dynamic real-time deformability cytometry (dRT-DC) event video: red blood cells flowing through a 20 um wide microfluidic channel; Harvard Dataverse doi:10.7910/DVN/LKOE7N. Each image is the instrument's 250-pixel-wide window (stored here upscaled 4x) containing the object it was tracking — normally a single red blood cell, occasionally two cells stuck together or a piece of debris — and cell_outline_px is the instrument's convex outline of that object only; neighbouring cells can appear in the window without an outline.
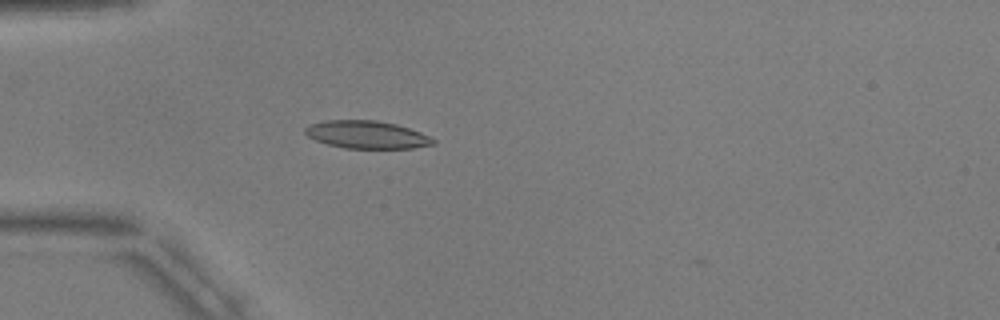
{"species": "common noctule bat (a hibernating species)", "species_latin": "Nyctalus noctula", "temperature_condition": "warm", "stored_images_in_passage": 41, "camera_frame_rate_fps": 3000, "um_per_image_px": 0.085, "animal": {"sex": "male", "body_mass_g": 17.9, "forearm_length_mm": 54.2}, "frame": {"image": 1, "passage_image": 3, "time_ms": 0.667, "image_size_px": [1000, 320], "cell_outline_px": [[436, 144], [412, 148], [344, 148], [328, 144], [316, 140], [308, 136], [304, 132], [304, 128], [308, 124], [324, 120], [376, 120], [396, 124], [420, 132], [436, 140]], "centroid_in_image_um": [31.15, 11.44], "position_along_channel_um": 53.8, "area_um2": 20.69}}
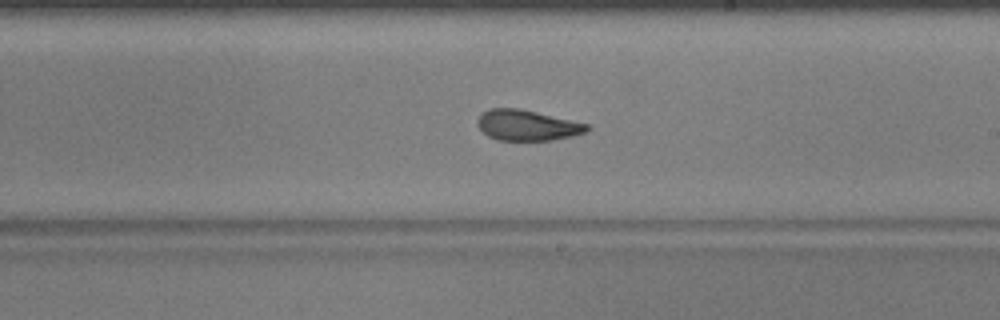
{"frame": {"image": 2, "passage_image": 19, "time_ms": 6.0, "image_size_px": [1000, 320], "cell_outline_px": [[592, 128], [588, 132], [572, 136], [552, 140], [496, 140], [488, 136], [476, 124], [476, 120], [480, 112], [492, 108], [520, 108], [588, 124]], "centroid_in_image_um": [44.8, 10.64], "position_along_channel_um": 244.2, "area_um2": 19.71}}
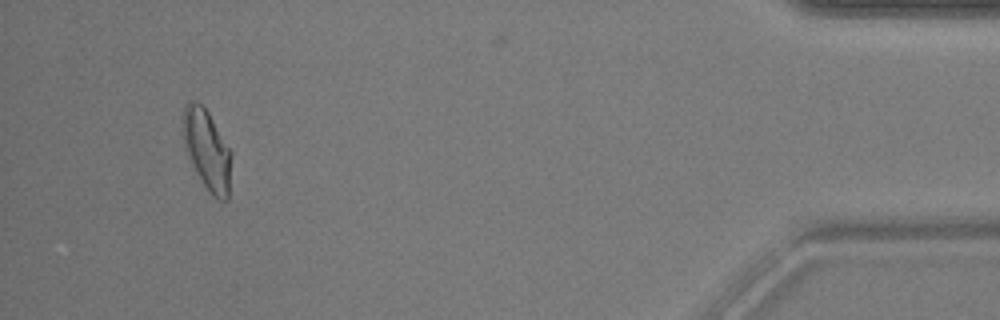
{"frame": {"image": 3, "passage_image": 38, "time_ms": 12.333, "image_size_px": [1000, 320], "cell_outline_px": [[232, 152], [228, 200], [220, 200], [212, 196], [196, 172], [188, 156], [184, 144], [180, 128], [184, 104], [188, 100], [196, 100], [204, 104]], "centroid_in_image_um": [17.56, 12.65], "position_along_channel_um": 417.6, "area_um2": 23.24}, "authors_computed_cell_mechanics": {"area_um2": 20.6346, "velocity_mm_per_s": 3.755, "shape_relaxation_time_tau1_ms": 6.5648, "shape_relaxation_time_tau2_ms": 1.6624, "deformation_change_tau1": 0.1768, "deformation_change_tau2": 0.0816}}